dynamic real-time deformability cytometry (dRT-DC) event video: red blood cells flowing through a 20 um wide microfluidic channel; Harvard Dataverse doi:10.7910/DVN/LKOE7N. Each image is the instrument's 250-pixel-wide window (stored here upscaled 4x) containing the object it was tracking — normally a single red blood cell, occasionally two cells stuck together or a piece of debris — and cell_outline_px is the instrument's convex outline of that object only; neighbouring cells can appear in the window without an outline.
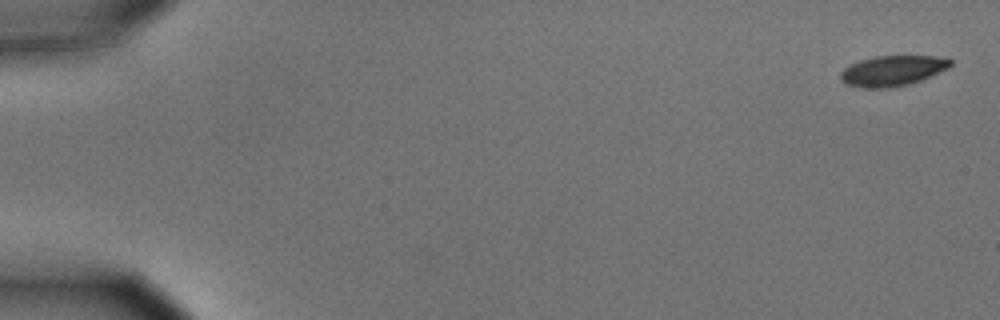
{"species": "common noctule bat (a hibernating species)", "species_latin": "Nyctalus noctula", "temperature_condition": "cold", "stored_images_in_passage": 56, "camera_frame_rate_fps": 3000, "um_per_image_px": 0.085, "animal": {"sex": "male", "body_mass_g": 15.6}, "frame": {"image": 1, "passage_image": 1, "time_ms": 0.0, "image_size_px": [1000, 320], "cell_outline_px": [[952, 64], [948, 68], [920, 80], [908, 84], [888, 88], [864, 88], [844, 84], [840, 80], [840, 72], [844, 68], [860, 60], [876, 56], [936, 56], [952, 60]], "centroid_in_image_um": [75.82, 6.02], "position_along_channel_um": 9.2, "area_um2": 19.36}}
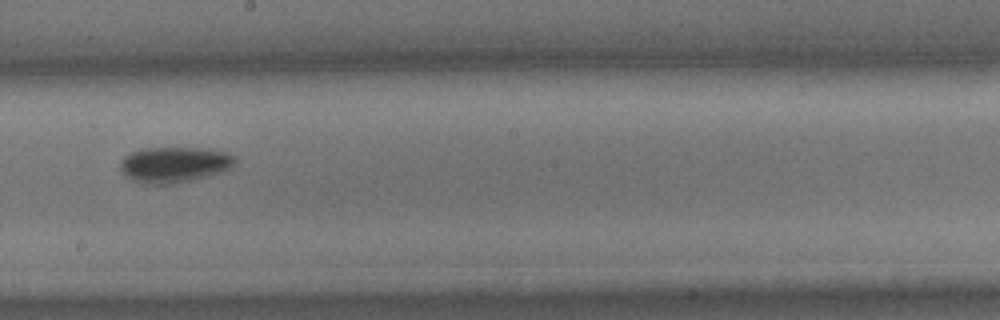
{"frame": {"image": 2, "passage_image": 32, "time_ms": 10.333, "image_size_px": [1000, 320], "cell_outline_px": [[236, 160], [224, 172], [192, 180], [168, 184], [152, 184], [132, 180], [124, 176], [120, 172], [120, 160], [124, 156], [140, 148], [200, 148], [224, 152], [232, 156]], "centroid_in_image_um": [14.74, 13.99], "position_along_channel_um": 233.5, "area_um2": 23.76}}
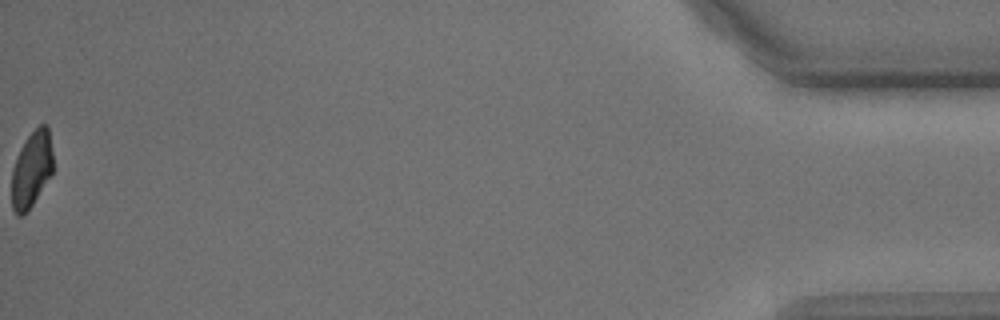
{"frame": {"image": 3, "passage_image": 56, "time_ms": 18.333, "image_size_px": [1000, 320], "cell_outline_px": [[52, 172], [32, 204], [20, 216], [16, 216], [12, 208], [12, 168], [20, 148], [24, 140], [40, 124], [48, 124], [52, 152]], "centroid_in_image_um": [2.67, 14.35], "position_along_channel_um": 432.5, "area_um2": 18.03}, "authors_computed_cell_mechanics": {"area_um2": 21.4727, "velocity_mm_per_s": 3.6235, "shape_relaxation_time_tau1_ms": 2.1307, "shape_relaxation_time_tau2_ms": null, "deformation_change_tau1": 0.1057, "deformation_change_tau2": null}}